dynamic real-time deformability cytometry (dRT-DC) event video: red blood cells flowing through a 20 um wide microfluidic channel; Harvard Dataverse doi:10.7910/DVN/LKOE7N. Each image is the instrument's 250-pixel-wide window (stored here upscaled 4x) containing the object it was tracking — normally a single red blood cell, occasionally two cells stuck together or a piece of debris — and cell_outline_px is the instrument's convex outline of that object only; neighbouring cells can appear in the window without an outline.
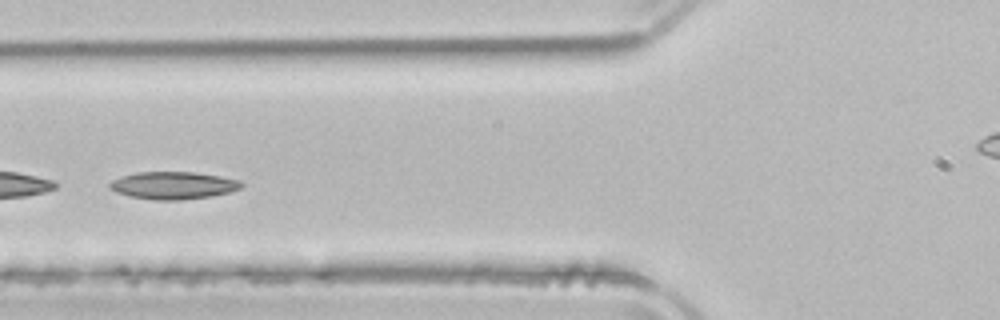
{"species": "common noctule bat (a hibernating species)", "species_latin": "Nyctalus noctula", "temperature_condition": "room temperature", "stored_images_in_passage": 50, "camera_frame_rate_fps": 3000, "um_per_image_px": 0.085, "animal": {"sex": "male", "body_mass_g": 21.5, "forearm_length_mm": 52.0}, "frame": {"image": 1, "passage_image": 18, "time_ms": 5.667, "image_size_px": [1000, 320], "cell_outline_px": [[244, 184], [240, 188], [228, 192], [208, 196], [180, 200], [152, 200], [128, 196], [116, 192], [108, 188], [108, 184], [112, 180], [120, 176], [136, 172], [192, 172], [220, 176], [240, 180]], "centroid_in_image_um": [14.66, 15.75], "position_along_channel_um": 111.1, "area_um2": 21.1}}
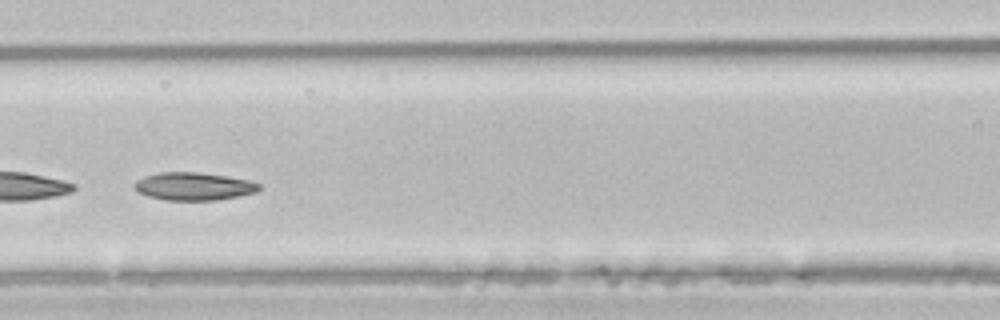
{"frame": {"image": 2, "passage_image": 21, "time_ms": 6.667, "image_size_px": [1000, 320], "cell_outline_px": [[260, 188], [256, 192], [216, 200], [164, 200], [148, 196], [140, 192], [132, 184], [136, 180], [144, 176], [160, 172], [200, 172], [248, 180], [260, 184]], "centroid_in_image_um": [16.43, 15.83], "position_along_channel_um": 150.2, "area_um2": 20.06}}
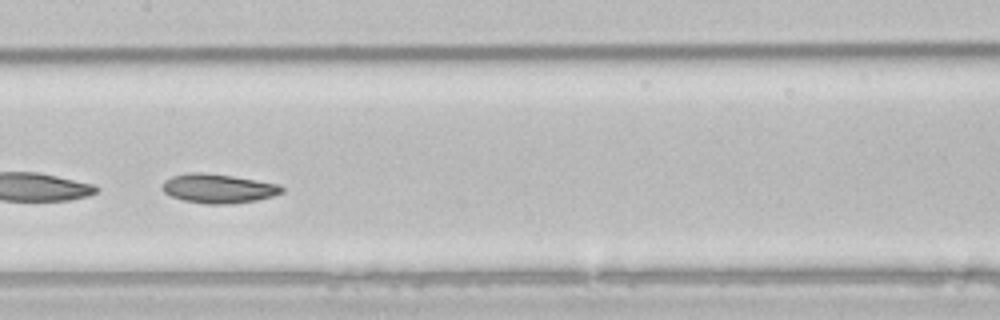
{"frame": {"image": 3, "passage_image": 24, "time_ms": 7.667, "image_size_px": [1000, 320], "cell_outline_px": [[284, 192], [272, 196], [256, 200], [232, 204], [204, 204], [184, 200], [172, 196], [164, 192], [160, 188], [164, 180], [172, 176], [188, 172], [204, 172], [232, 176], [280, 184], [284, 188]], "centroid_in_image_um": [18.54, 16.02], "position_along_channel_um": 188.9, "area_um2": 20.46}, "authors_computed_cell_mechanics": {"area_um2": 22.3975, "velocity_mm_per_s": 3.8692, "shape_relaxation_time_tau1_ms": 3.0251, "shape_relaxation_time_tau2_ms": null, "deformation_change_tau1": 0.1029, "deformation_change_tau2": null}}